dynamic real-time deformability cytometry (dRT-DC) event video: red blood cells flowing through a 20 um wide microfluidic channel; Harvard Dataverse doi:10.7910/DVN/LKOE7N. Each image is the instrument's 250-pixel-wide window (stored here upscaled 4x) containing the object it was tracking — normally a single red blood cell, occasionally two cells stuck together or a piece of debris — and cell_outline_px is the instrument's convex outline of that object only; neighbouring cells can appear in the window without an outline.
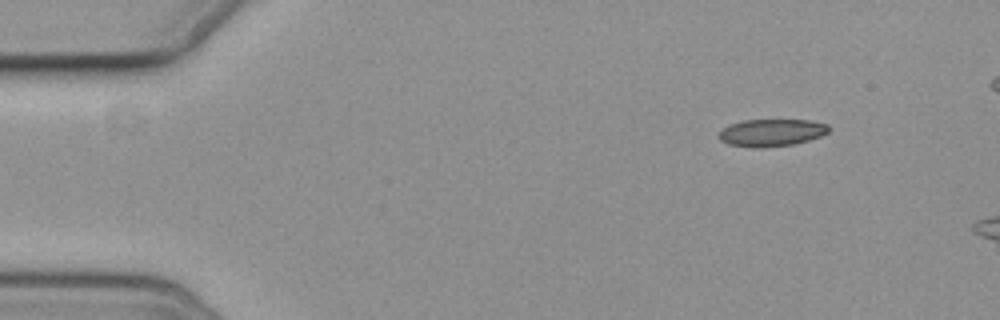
{"species": "common noctule bat (a hibernating species)", "species_latin": "Nyctalus noctula", "temperature_condition": "cold", "stored_images_in_passage": 3, "camera_frame_rate_fps": 3000, "um_per_image_px": 0.085, "animal": {"sex": "female", "body_mass_g": 19.3, "forearm_length_mm": 54.1}, "frame": {"image": 1, "passage_image": 1, "time_ms": 0.0, "image_size_px": [1000, 320], "cell_outline_px": [[832, 128], [828, 132], [820, 136], [808, 140], [792, 144], [760, 148], [756, 148], [728, 144], [720, 140], [716, 136], [728, 124], [744, 120], [812, 120], [828, 124]], "centroid_in_image_um": [65.58, 11.27], "position_along_channel_um": 19.4, "area_um2": 17.57}}